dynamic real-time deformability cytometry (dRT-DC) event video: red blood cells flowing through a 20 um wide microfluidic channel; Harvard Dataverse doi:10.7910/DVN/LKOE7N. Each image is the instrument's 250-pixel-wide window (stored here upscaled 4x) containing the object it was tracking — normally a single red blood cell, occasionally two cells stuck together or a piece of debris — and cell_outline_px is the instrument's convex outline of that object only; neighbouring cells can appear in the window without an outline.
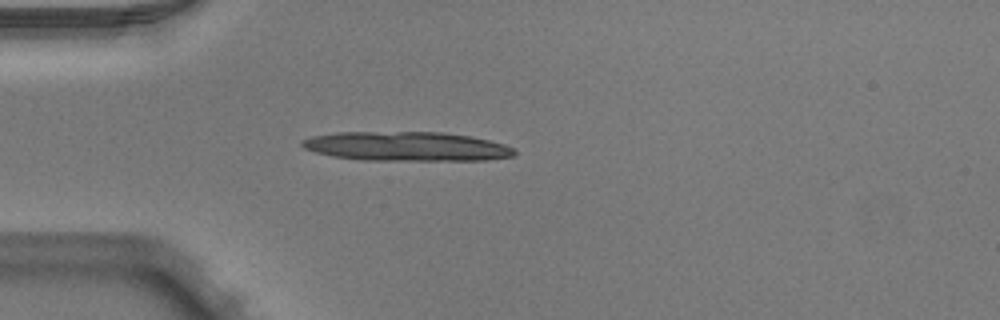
{"species": "Egyptian fruit bat (a non-hibernating species)", "species_latin": "Rousettus aegyptiacus", "temperature_condition": "warm", "stored_images_in_passage": 12, "camera_frame_rate_fps": 3000, "um_per_image_px": 0.085, "animal": {"sex": "male"}, "frame": {"image": 1, "passage_image": 10, "time_ms": 3.0, "image_size_px": [1000, 320], "cell_outline_px": [[516, 152], [512, 156], [484, 160], [364, 160], [332, 156], [316, 152], [304, 148], [300, 144], [300, 140], [312, 136], [340, 132], [444, 132], [472, 136], [504, 144], [512, 148]], "centroid_in_image_um": [34.53, 12.44], "position_along_channel_um": 50.5, "area_um2": 36.18}}